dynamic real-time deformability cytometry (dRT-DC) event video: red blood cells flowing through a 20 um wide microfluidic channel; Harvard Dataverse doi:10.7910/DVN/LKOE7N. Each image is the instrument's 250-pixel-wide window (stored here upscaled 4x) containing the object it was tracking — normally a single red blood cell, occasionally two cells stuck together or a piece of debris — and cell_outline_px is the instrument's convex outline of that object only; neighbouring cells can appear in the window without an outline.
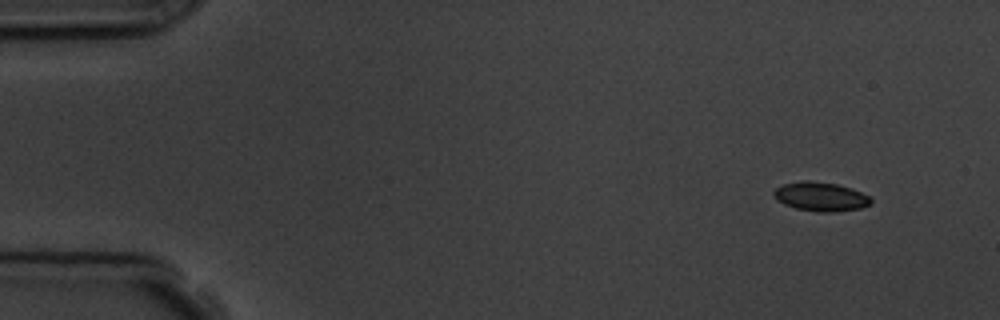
{"species": "common noctule bat (a hibernating species)", "species_latin": "Nyctalus noctula", "temperature_condition": "room temperature", "stored_images_in_passage": 7, "camera_frame_rate_fps": 3000, "um_per_image_px": 0.085, "animal": {"sex": "male", "body_mass_g": 19.5, "forearm_length_mm": 54.6}, "frame": {"image": 1, "passage_image": 1, "time_ms": 0.0, "image_size_px": [1000, 320], "cell_outline_px": [[872, 204], [860, 208], [832, 212], [820, 212], [796, 208], [784, 204], [776, 200], [772, 196], [772, 192], [776, 188], [784, 184], [800, 180], [808, 180], [836, 184], [852, 188], [868, 196], [872, 200]], "centroid_in_image_um": [69.72, 16.7], "position_along_channel_um": 15.3, "area_um2": 16.47}}